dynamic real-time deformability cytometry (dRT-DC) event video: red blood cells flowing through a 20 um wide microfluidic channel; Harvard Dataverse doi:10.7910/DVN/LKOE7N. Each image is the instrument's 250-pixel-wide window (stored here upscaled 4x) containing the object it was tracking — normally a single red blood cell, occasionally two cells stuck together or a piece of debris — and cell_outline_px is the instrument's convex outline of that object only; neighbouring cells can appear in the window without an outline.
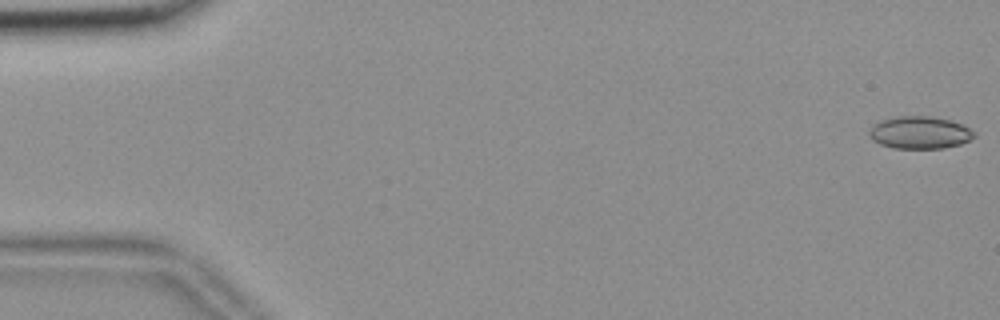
{"species": "common noctule bat (a hibernating species)", "species_latin": "Nyctalus noctula", "temperature_condition": "room temperature", "stored_images_in_passage": 56, "camera_frame_rate_fps": 3000, "um_per_image_px": 0.085, "animal": {"sex": "female", "body_mass_g": 18.4}, "frame": {"image": 1, "passage_image": 1, "time_ms": 0.0, "image_size_px": [1000, 320], "cell_outline_px": [[976, 136], [960, 144], [944, 148], [892, 148], [880, 144], [872, 140], [868, 132], [872, 124], [880, 120], [900, 116], [928, 116], [948, 120], [960, 124], [976, 132]], "centroid_in_image_um": [78.14, 11.27], "position_along_channel_um": 6.9, "area_um2": 19.77}}
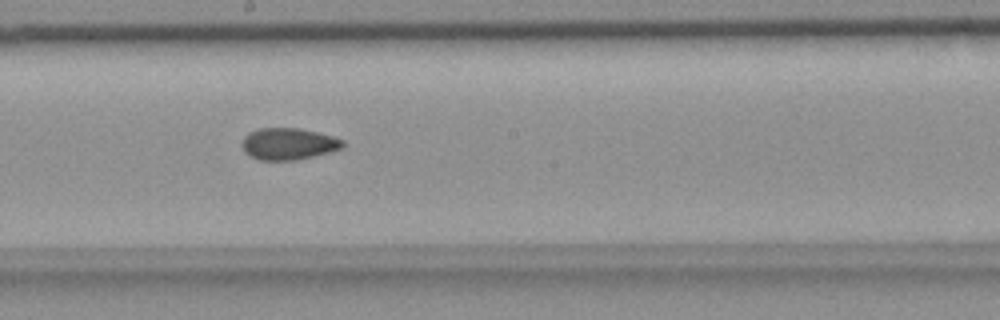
{"frame": {"image": 2, "passage_image": 31, "time_ms": 10.0, "image_size_px": [1000, 320], "cell_outline_px": [[344, 148], [296, 160], [260, 160], [244, 152], [240, 144], [244, 136], [248, 132], [260, 128], [296, 128], [316, 132], [332, 136], [344, 140]], "centroid_in_image_um": [24.48, 12.22], "position_along_channel_um": 223.7, "area_um2": 18.61}}
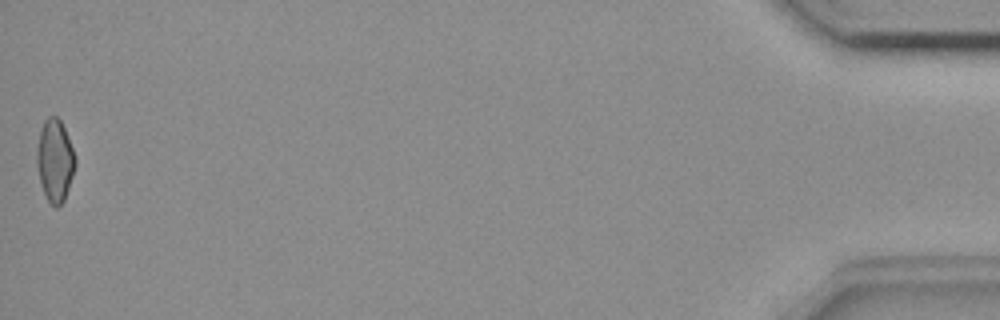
{"frame": {"image": 3, "passage_image": 56, "time_ms": 18.333, "image_size_px": [1000, 320], "cell_outline_px": [[76, 164], [64, 200], [56, 208], [48, 200], [44, 192], [40, 180], [36, 164], [36, 148], [40, 132], [44, 120], [48, 116], [56, 116], [60, 120], [64, 128], [72, 148], [76, 160]], "centroid_in_image_um": [4.65, 13.62], "position_along_channel_um": 430.5, "area_um2": 18.15}, "authors_computed_cell_mechanics": {"area_um2": 18.8428, "velocity_mm_per_s": 3.6532, "shape_relaxation_time_tau1_ms": null, "shape_relaxation_time_tau2_ms": 2.9496, "deformation_change_tau1": null, "deformation_change_tau2": 0.0766}}